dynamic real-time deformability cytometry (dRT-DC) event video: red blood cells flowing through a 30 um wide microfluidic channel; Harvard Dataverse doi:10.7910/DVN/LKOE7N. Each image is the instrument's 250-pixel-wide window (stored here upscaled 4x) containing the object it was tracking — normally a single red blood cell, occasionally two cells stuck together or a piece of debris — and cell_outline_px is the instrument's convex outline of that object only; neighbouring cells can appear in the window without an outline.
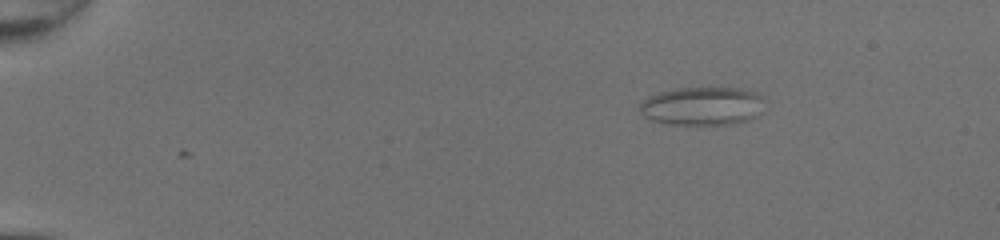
{"species": "common noctule bat (a hibernating species)", "species_latin": "Nyctalus noctula", "temperature_condition": "room temperature", "stored_images_in_passage": 2, "camera_frame_rate_fps": 3000, "um_per_image_px": 0.085, "animal": {"sex": "female", "body_mass_g": 20.0, "forearm_length_mm": 54.0}, "frame": {"image": 1, "passage_image": 1, "time_ms": 0.0, "image_size_px": [1000, 240], "cell_outline_px": [[760, 96], [756, 116], [748, 120], [736, 124], [668, 124], [652, 120], [644, 116], [640, 112], [640, 104], [648, 96], [660, 92], [676, 88], [740, 88], [756, 92]], "centroid_in_image_um": [59.62, 9.01], "position_along_channel_um": 25.4, "area_um2": 27.46}}